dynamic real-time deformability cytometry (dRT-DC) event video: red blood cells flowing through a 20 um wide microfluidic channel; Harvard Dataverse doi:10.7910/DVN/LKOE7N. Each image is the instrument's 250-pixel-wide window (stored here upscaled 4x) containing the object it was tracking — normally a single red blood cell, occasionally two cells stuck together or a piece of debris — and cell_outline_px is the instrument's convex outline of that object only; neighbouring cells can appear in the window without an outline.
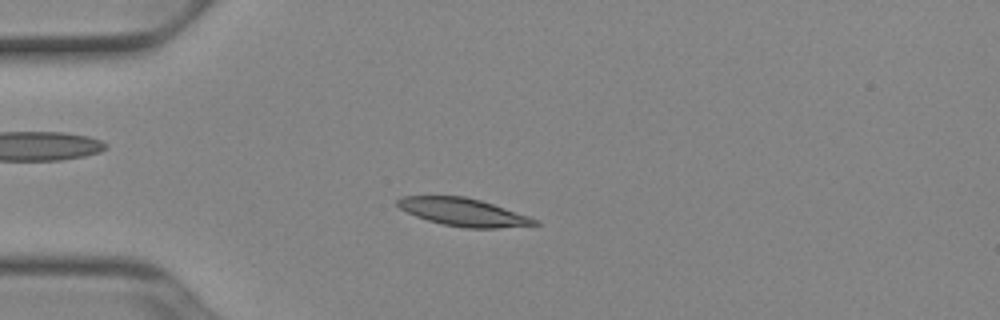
{"species": "Egyptian fruit bat (a non-hibernating species)", "species_latin": "Rousettus aegyptiacus", "temperature_condition": "cold", "stored_images_in_passage": 51, "camera_frame_rate_fps": 3000, "um_per_image_px": 0.085, "animal": {"sex": "female"}, "frame": {"image": 1, "passage_image": 13, "time_ms": 4.0, "image_size_px": [1000, 320], "cell_outline_px": [[540, 224], [496, 228], [468, 228], [444, 224], [428, 220], [416, 216], [400, 208], [396, 204], [396, 200], [404, 196], [464, 196], [480, 200], [540, 220]], "centroid_in_image_um": [39.38, 18.03], "position_along_channel_um": 45.6, "area_um2": 21.85}}
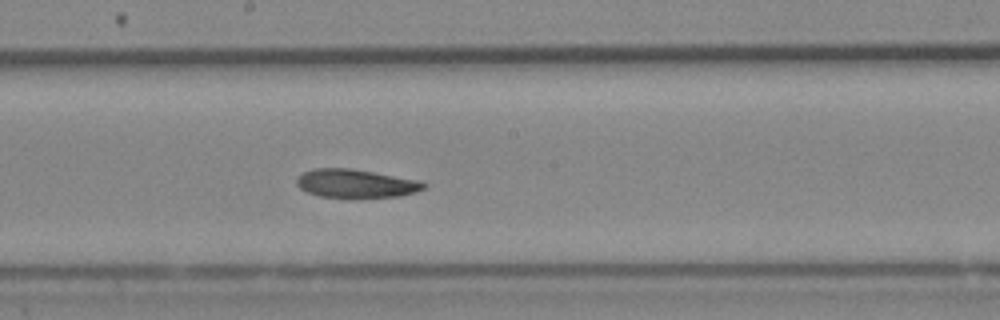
{"frame": {"image": 2, "passage_image": 28, "time_ms": 9.0, "image_size_px": [1000, 320], "cell_outline_px": [[428, 184], [424, 188], [416, 192], [400, 196], [320, 196], [308, 192], [300, 188], [296, 184], [296, 180], [304, 172], [312, 168], [352, 168], [420, 180]], "centroid_in_image_um": [30.27, 15.57], "position_along_channel_um": 217.9, "area_um2": 20.69}}
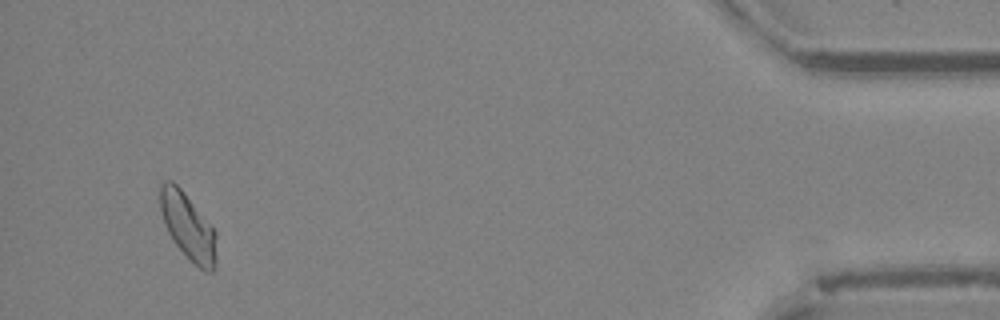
{"frame": {"image": 3, "passage_image": 49, "time_ms": 16.0, "image_size_px": [1000, 320], "cell_outline_px": [[216, 268], [212, 272], [208, 272], [200, 268], [176, 244], [168, 232], [164, 224], [160, 208], [160, 184], [164, 180], [172, 180], [184, 192], [216, 232]], "centroid_in_image_um": [15.98, 19.23], "position_along_channel_um": 419.2, "area_um2": 21.44}, "authors_computed_cell_mechanics": {"area_um2": 21.5594, "velocity_mm_per_s": 3.8721, "shape_relaxation_time_tau1_ms": null, "shape_relaxation_time_tau2_ms": 8.2804, "deformation_change_tau1": null, "deformation_change_tau2": 0.1514}}